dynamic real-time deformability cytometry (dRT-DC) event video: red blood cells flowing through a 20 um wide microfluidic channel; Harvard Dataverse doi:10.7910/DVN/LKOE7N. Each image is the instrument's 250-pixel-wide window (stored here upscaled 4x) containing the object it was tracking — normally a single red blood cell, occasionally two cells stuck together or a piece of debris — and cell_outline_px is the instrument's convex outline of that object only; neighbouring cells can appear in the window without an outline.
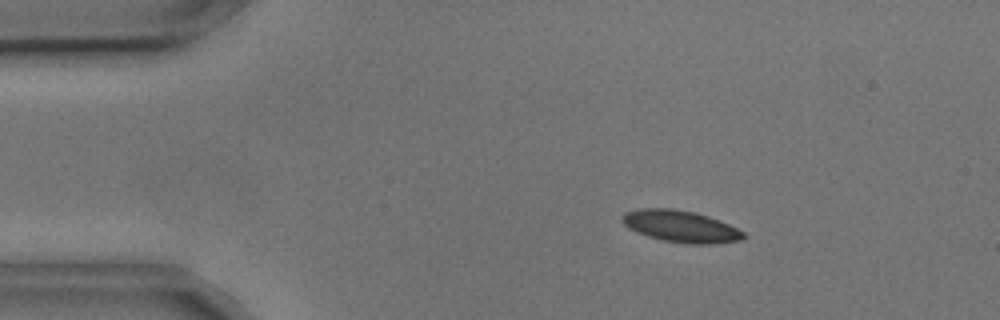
{"species": "common noctule bat (a hibernating species)", "species_latin": "Nyctalus noctula", "temperature_condition": "cold", "stored_images_in_passage": 4, "camera_frame_rate_fps": 3000, "um_per_image_px": 0.085, "animal": {"sex": "male", "body_mass_g": 17.9, "forearm_length_mm": 54.2}, "frame": {"image": 1, "passage_image": 2, "time_ms": 0.333, "image_size_px": [1000, 320], "cell_outline_px": [[748, 236], [740, 240], [708, 244], [688, 244], [664, 240], [648, 236], [636, 232], [628, 228], [620, 220], [620, 216], [624, 212], [640, 208], [672, 208], [692, 212], [708, 216], [720, 220], [744, 232]], "centroid_in_image_um": [57.82, 19.23], "position_along_channel_um": 27.2, "area_um2": 22.48}}